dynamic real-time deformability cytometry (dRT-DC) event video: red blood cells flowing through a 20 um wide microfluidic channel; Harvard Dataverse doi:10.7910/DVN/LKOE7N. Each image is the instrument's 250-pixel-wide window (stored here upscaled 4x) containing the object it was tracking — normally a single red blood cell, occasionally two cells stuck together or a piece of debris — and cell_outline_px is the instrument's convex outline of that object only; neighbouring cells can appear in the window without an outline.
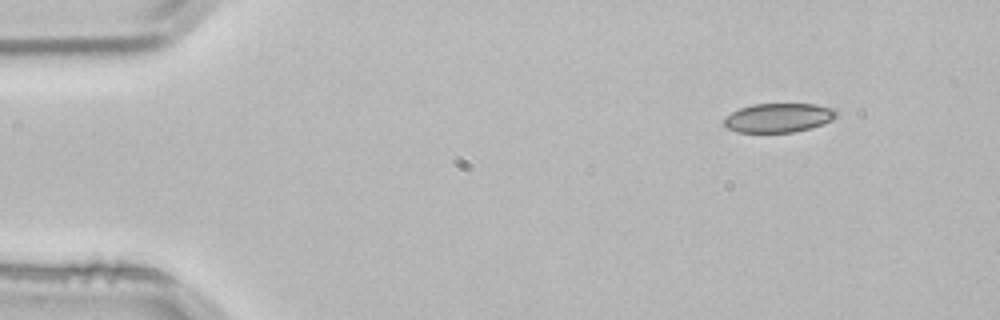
{"species": "common noctule bat (a hibernating species)", "species_latin": "Nyctalus noctula", "temperature_condition": "room temperature", "stored_images_in_passage": 2, "camera_frame_rate_fps": 3000, "um_per_image_px": 0.085, "animal": {"sex": "male", "body_mass_g": 21.5, "forearm_length_mm": 52.0}, "frame": {"image": 1, "passage_image": 1, "time_ms": 0.0, "image_size_px": [1000, 320], "cell_outline_px": [[836, 116], [832, 120], [824, 124], [792, 132], [736, 132], [728, 128], [724, 124], [724, 120], [732, 112], [740, 108], [752, 104], [816, 104], [836, 108]], "centroid_in_image_um": [66.2, 10.0], "position_along_channel_um": 18.8, "area_um2": 18.96}}